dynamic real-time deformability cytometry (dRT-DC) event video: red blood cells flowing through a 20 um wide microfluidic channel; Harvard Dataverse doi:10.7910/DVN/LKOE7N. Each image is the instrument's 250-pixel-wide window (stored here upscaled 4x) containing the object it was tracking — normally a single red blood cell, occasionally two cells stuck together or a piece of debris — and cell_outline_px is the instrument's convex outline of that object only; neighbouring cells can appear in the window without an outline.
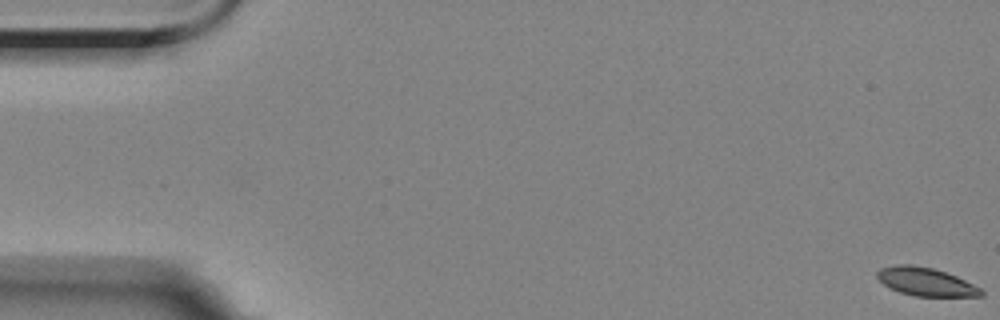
{"species": "Egyptian fruit bat (a non-hibernating species)", "species_latin": "Rousettus aegyptiacus", "temperature_condition": "room temperature", "stored_images_in_passage": 6, "camera_frame_rate_fps": 3000, "um_per_image_px": 0.085, "animal": {"sex": "female"}, "frame": {"image": 1, "passage_image": 1, "time_ms": 0.0, "image_size_px": [1000, 320], "cell_outline_px": [[984, 296], [916, 296], [900, 292], [884, 284], [876, 276], [876, 272], [880, 268], [896, 264], [912, 264], [932, 268], [956, 276], [980, 288], [984, 292]], "centroid_in_image_um": [78.67, 23.94], "position_along_channel_um": 6.3, "area_um2": 16.94}}
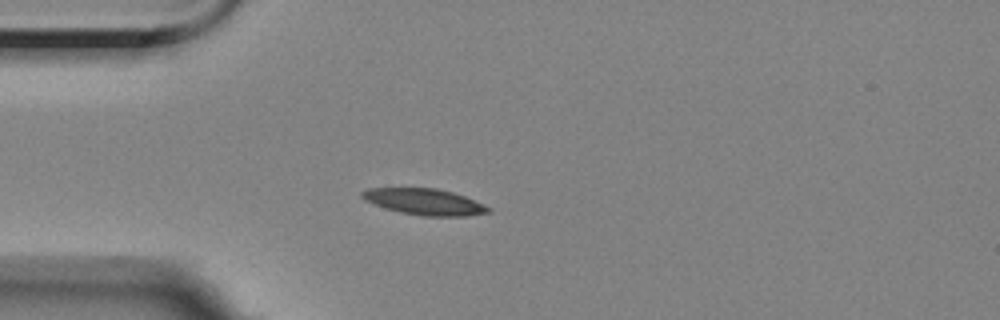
{"frame": {"image": 2, "passage_image": 4, "time_ms": 5.0, "image_size_px": [1000, 320], "cell_outline_px": [[492, 212], [464, 216], [420, 216], [400, 212], [384, 208], [364, 200], [360, 196], [360, 192], [368, 188], [436, 188], [452, 192], [464, 196], [484, 204], [492, 208]], "centroid_in_image_um": [36.07, 17.15], "position_along_channel_um": 48.9, "area_um2": 19.42}}